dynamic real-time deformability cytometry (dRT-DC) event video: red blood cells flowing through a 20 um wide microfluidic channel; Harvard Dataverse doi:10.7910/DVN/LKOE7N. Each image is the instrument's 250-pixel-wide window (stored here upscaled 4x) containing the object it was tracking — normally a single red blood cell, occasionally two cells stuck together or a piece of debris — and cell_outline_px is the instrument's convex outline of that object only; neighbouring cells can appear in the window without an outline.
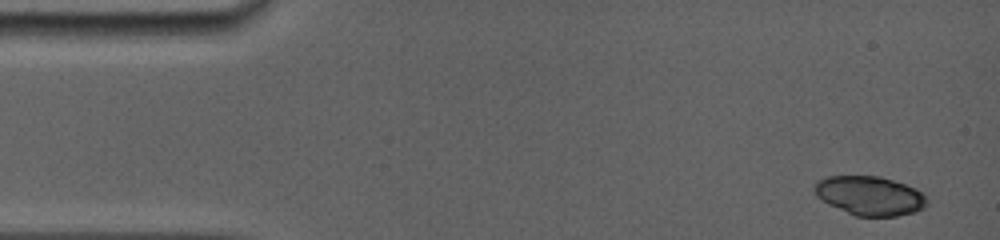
{"species": "common noctule bat (a hibernating species)", "species_latin": "Nyctalus noctula", "temperature_condition": "room temperature", "stored_images_in_passage": 7, "camera_frame_rate_fps": 5000, "um_per_image_px": 0.085, "animal": {"sex": "female", "body_mass_g": 19.0, "forearm_length_mm": 56.7}, "frame": {"image": 1, "passage_image": 1, "time_ms": 0.0, "image_size_px": [1000, 240], "cell_outline_px": [[928, 204], [924, 208], [916, 212], [896, 216], [856, 216], [828, 204], [816, 196], [812, 188], [816, 180], [828, 176], [880, 176], [916, 188], [928, 200]], "centroid_in_image_um": [73.91, 16.63], "position_along_channel_um": 11.1, "area_um2": 25.78}}
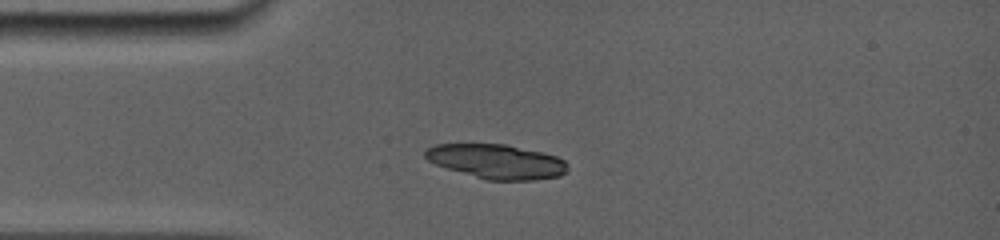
{"frame": {"image": 2, "passage_image": 6, "time_ms": 3.2, "image_size_px": [1000, 240], "cell_outline_px": [[568, 172], [560, 176], [536, 180], [488, 180], [448, 168], [436, 164], [428, 160], [424, 156], [424, 152], [428, 148], [436, 144], [504, 144], [544, 152], [556, 156], [564, 160], [568, 164]], "centroid_in_image_um": [42.27, 13.72], "position_along_channel_um": 42.7, "area_um2": 28.5}}